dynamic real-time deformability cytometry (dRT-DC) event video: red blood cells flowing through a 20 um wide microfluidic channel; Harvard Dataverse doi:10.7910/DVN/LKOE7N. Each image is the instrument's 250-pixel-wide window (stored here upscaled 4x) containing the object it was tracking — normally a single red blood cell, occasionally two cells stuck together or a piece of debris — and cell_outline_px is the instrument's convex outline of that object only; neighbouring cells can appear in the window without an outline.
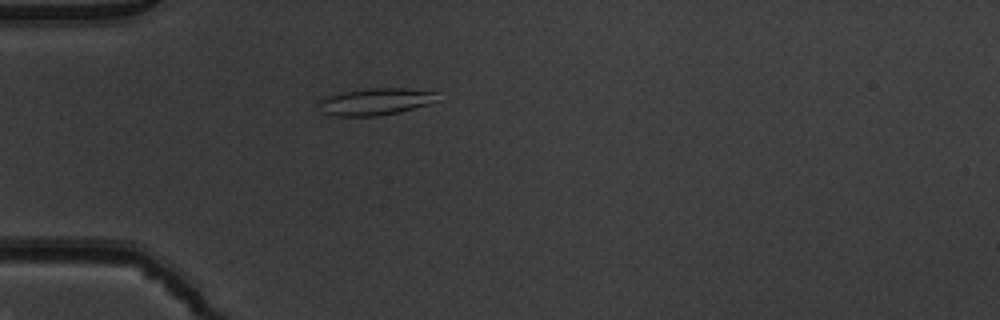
{"species": "common noctule bat (a hibernating species)", "species_latin": "Nyctalus noctula", "temperature_condition": "warm", "stored_images_in_passage": 52, "camera_frame_rate_fps": 3000, "um_per_image_px": 0.085, "animal": {"sex": "male", "body_mass_g": 19.5, "forearm_length_mm": 54.6}, "frame": {"image": 1, "passage_image": 16, "time_ms": 5.0, "image_size_px": [1000, 320], "cell_outline_px": [[440, 100], [428, 104], [400, 112], [376, 116], [332, 116], [320, 112], [320, 100], [328, 96], [344, 92], [368, 88], [400, 88], [436, 92]], "centroid_in_image_um": [31.92, 8.65], "position_along_channel_um": 53.1, "area_um2": 18.55}}
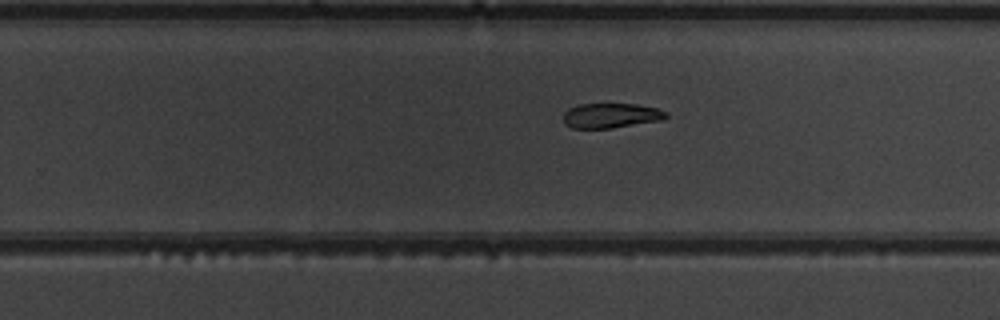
{"frame": {"image": 2, "passage_image": 34, "time_ms": 11.0, "image_size_px": [1000, 320], "cell_outline_px": [[668, 116], [660, 120], [612, 128], [572, 128], [564, 124], [564, 112], [568, 108], [580, 104], [636, 104], [656, 108], [668, 112]], "centroid_in_image_um": [51.91, 9.82], "position_along_channel_um": 277.9, "area_um2": 14.8}}
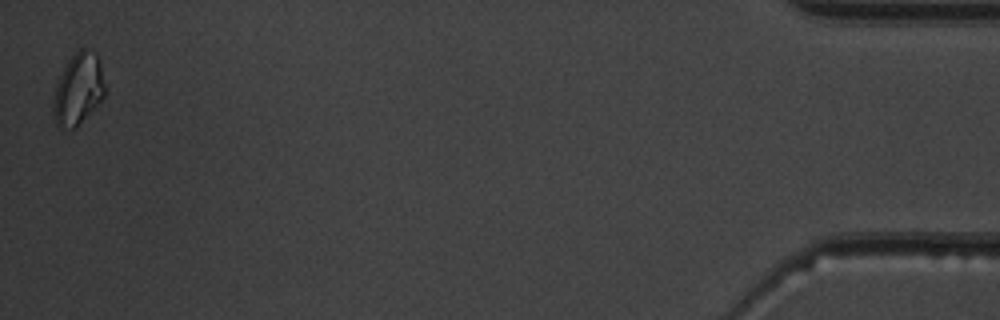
{"frame": {"image": 3, "passage_image": 52, "time_ms": 17.0, "image_size_px": [1000, 320], "cell_outline_px": [[104, 96], [72, 128], [68, 128], [56, 124], [52, 116], [52, 100], [56, 84], [68, 60], [80, 48], [88, 48], [96, 52], [100, 64], [104, 84]], "centroid_in_image_um": [6.61, 7.51], "position_along_channel_um": 428.6, "area_um2": 20.92}, "authors_computed_cell_mechanics": {"area_um2": 17.2533, "velocity_mm_per_s": 3.948, "shape_relaxation_time_tau1_ms": 6.8239, "shape_relaxation_time_tau2_ms": 5.5369, "deformation_change_tau1": 0.1902, "deformation_change_tau2": 0.1276}}